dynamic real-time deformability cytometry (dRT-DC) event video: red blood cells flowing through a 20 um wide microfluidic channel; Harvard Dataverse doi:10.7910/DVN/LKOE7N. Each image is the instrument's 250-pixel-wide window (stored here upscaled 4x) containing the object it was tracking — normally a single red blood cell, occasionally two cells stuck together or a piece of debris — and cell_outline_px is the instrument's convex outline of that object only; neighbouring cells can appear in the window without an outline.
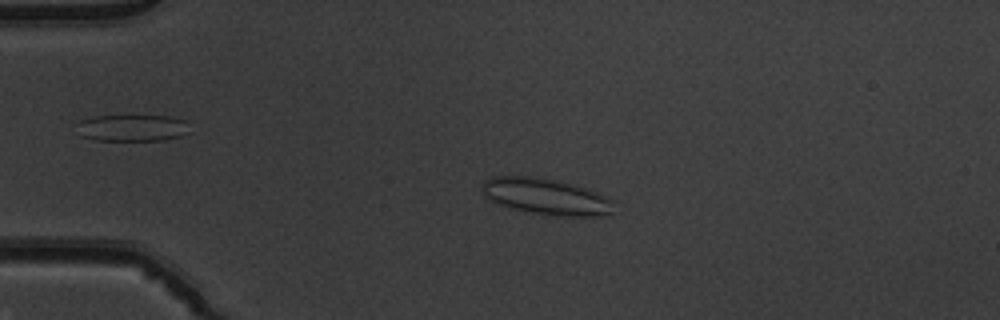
{"species": "common noctule bat (a hibernating species)", "species_latin": "Nyctalus noctula", "temperature_condition": "warm", "stored_images_in_passage": 53, "camera_frame_rate_fps": 3000, "um_per_image_px": 0.085, "animal": {"sex": "male", "body_mass_g": 19.5, "forearm_length_mm": 54.6}, "frame": {"image": 1, "passage_image": 13, "time_ms": 4.0, "image_size_px": [1000, 320], "cell_outline_px": [[612, 212], [608, 216], [552, 216], [512, 208], [500, 204], [484, 196], [484, 180], [488, 176], [532, 176], [556, 180], [576, 184], [600, 192], [612, 200]], "centroid_in_image_um": [46.47, 16.7], "position_along_channel_um": 38.5, "area_um2": 27.98}}
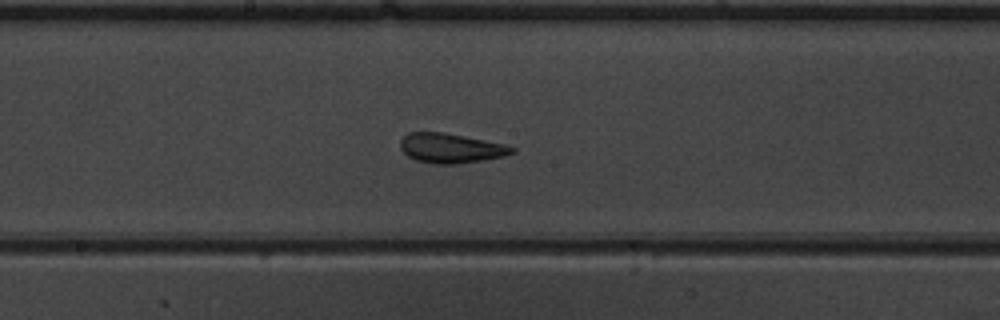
{"frame": {"image": 2, "passage_image": 29, "time_ms": 9.333, "image_size_px": [1000, 320], "cell_outline_px": [[516, 152], [504, 156], [484, 160], [452, 164], [432, 164], [416, 160], [408, 156], [400, 148], [400, 140], [408, 132], [444, 132], [504, 144], [516, 148]], "centroid_in_image_um": [38.31, 12.59], "position_along_channel_um": 209.9, "area_um2": 19.31}}
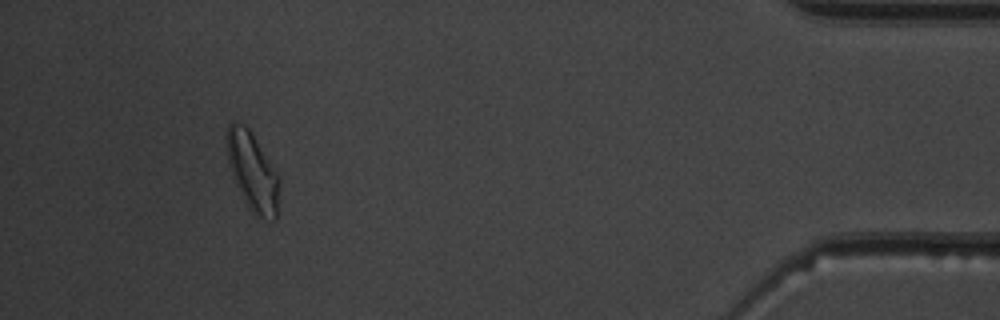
{"frame": {"image": 3, "passage_image": 49, "time_ms": 16.0, "image_size_px": [1000, 320], "cell_outline_px": [[280, 180], [276, 220], [272, 220], [256, 216], [248, 208], [232, 176], [228, 160], [224, 140], [228, 124], [232, 120], [244, 124], [248, 128], [280, 176]], "centroid_in_image_um": [21.45, 14.57], "position_along_channel_um": 413.8, "area_um2": 24.28}, "authors_computed_cell_mechanics": {"area_um2": 21.097, "velocity_mm_per_s": 3.9259, "shape_relaxation_time_tau1_ms": null, "shape_relaxation_time_tau2_ms": 1.4277, "deformation_change_tau1": null, "deformation_change_tau2": 0.0853}}